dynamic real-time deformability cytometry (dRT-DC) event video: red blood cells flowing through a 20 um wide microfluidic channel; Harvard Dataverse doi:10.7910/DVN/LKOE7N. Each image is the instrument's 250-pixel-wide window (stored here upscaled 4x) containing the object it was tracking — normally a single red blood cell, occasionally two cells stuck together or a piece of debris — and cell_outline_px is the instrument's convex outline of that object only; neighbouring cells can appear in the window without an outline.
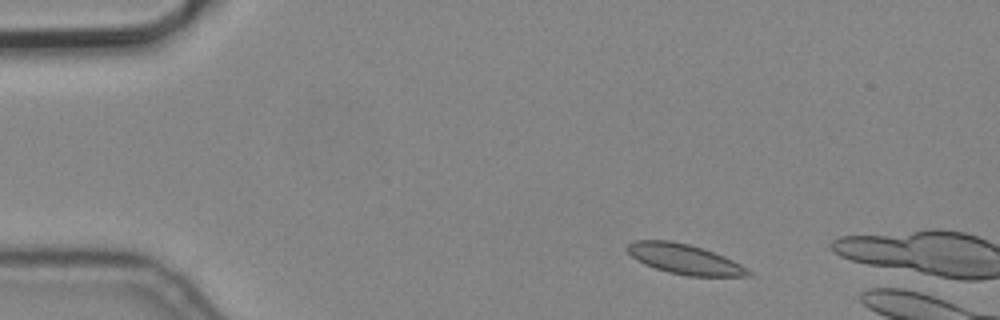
{"species": "common noctule bat (a hibernating species)", "species_latin": "Nyctalus noctula", "temperature_condition": "cold", "stored_images_in_passage": 5, "camera_frame_rate_fps": 3000, "um_per_image_px": 0.085, "animal": {"sex": "male", "body_mass_g": 19.2, "forearm_length_mm": 51.8}, "frame": {"image": 1, "passage_image": 2, "time_ms": 0.333, "image_size_px": [1000, 320], "cell_outline_px": [[752, 276], [688, 276], [668, 272], [644, 264], [636, 260], [624, 248], [628, 244], [636, 240], [668, 240], [688, 244], [724, 256], [740, 264], [752, 272]], "centroid_in_image_um": [58.16, 22.03], "position_along_channel_um": 26.8, "area_um2": 20.98}}